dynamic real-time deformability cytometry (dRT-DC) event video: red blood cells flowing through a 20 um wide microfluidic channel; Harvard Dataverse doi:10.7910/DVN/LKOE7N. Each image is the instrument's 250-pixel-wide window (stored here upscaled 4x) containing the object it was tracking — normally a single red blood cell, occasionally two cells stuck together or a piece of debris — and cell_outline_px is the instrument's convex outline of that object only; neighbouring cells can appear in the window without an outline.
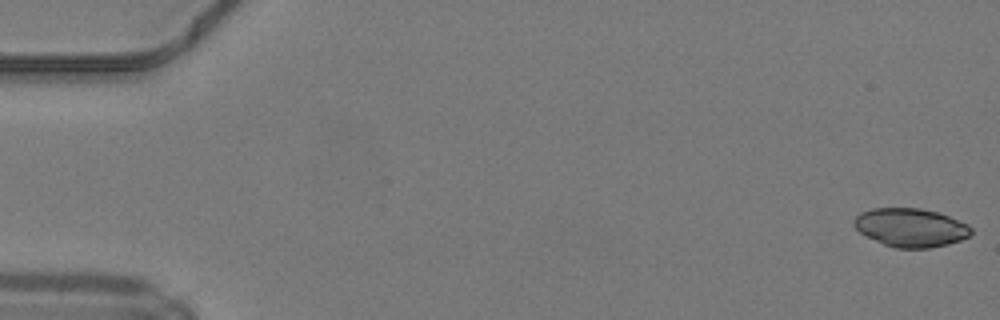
{"species": "common noctule bat (a hibernating species)", "species_latin": "Nyctalus noctula", "temperature_condition": "warm", "stored_images_in_passage": 49, "camera_frame_rate_fps": 3000, "um_per_image_px": 0.085, "animal": {"sex": "male", "body_mass_g": 19.2, "forearm_length_mm": 51.8}, "frame": {"image": 1, "passage_image": 1, "time_ms": 0.0, "image_size_px": [1000, 320], "cell_outline_px": [[972, 232], [968, 236], [960, 240], [948, 244], [928, 248], [896, 248], [884, 244], [860, 232], [852, 224], [852, 220], [860, 212], [872, 208], [920, 208], [936, 212], [948, 216], [968, 224], [972, 228]], "centroid_in_image_um": [77.39, 19.33], "position_along_channel_um": 7.6, "area_um2": 26.18}}